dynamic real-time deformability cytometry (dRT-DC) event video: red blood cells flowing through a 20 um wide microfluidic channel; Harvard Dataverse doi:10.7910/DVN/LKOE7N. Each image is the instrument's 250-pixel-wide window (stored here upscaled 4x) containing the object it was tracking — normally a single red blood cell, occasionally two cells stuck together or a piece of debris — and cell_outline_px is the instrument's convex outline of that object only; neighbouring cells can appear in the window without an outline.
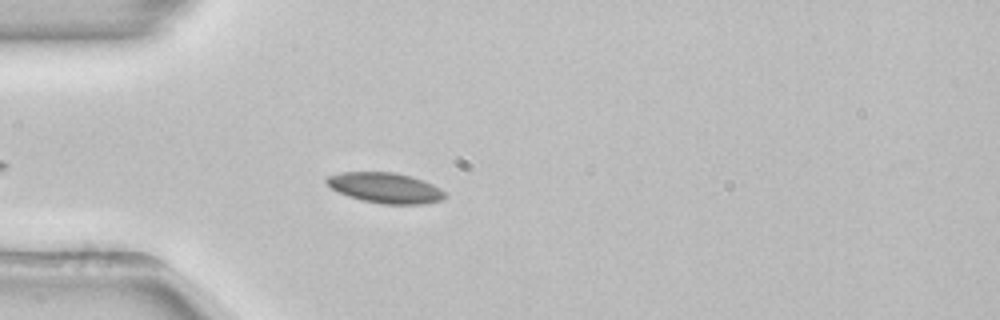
{"species": "common noctule bat (a hibernating species)", "species_latin": "Nyctalus noctula", "temperature_condition": "room temperature", "stored_images_in_passage": 35, "camera_frame_rate_fps": 3000, "um_per_image_px": 0.085, "animal": {"sex": "female", "body_mass_g": 22.7, "forearm_length_mm": 54.2}, "frame": {"image": 1, "passage_image": 6, "time_ms": 1.667, "image_size_px": [1000, 320], "cell_outline_px": [[448, 196], [444, 200], [424, 204], [380, 204], [360, 200], [348, 196], [332, 188], [324, 180], [328, 176], [344, 172], [392, 172], [412, 176], [432, 184], [440, 188]], "centroid_in_image_um": [32.79, 15.98], "position_along_channel_um": 52.2, "area_um2": 21.04}}